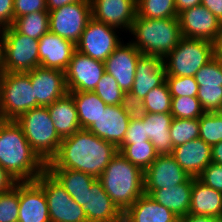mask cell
<instances>
[{"label":"cell","instance_id":"6da1fadb","mask_svg":"<svg viewBox=\"0 0 222 222\" xmlns=\"http://www.w3.org/2000/svg\"><path fill=\"white\" fill-rule=\"evenodd\" d=\"M118 148L87 129H79L62 139L56 155L46 164V169H70L98 178Z\"/></svg>","mask_w":222,"mask_h":222},{"label":"cell","instance_id":"7a4b0ae2","mask_svg":"<svg viewBox=\"0 0 222 222\" xmlns=\"http://www.w3.org/2000/svg\"><path fill=\"white\" fill-rule=\"evenodd\" d=\"M0 166L17 182L35 181L46 170L15 120L0 119Z\"/></svg>","mask_w":222,"mask_h":222},{"label":"cell","instance_id":"3957f363","mask_svg":"<svg viewBox=\"0 0 222 222\" xmlns=\"http://www.w3.org/2000/svg\"><path fill=\"white\" fill-rule=\"evenodd\" d=\"M111 200L124 213L145 194L144 171L119 152L97 178Z\"/></svg>","mask_w":222,"mask_h":222},{"label":"cell","instance_id":"277c9868","mask_svg":"<svg viewBox=\"0 0 222 222\" xmlns=\"http://www.w3.org/2000/svg\"><path fill=\"white\" fill-rule=\"evenodd\" d=\"M129 32L135 38L130 42L143 55L162 59L175 49L182 38L178 17L148 19L136 15Z\"/></svg>","mask_w":222,"mask_h":222},{"label":"cell","instance_id":"5b68a950","mask_svg":"<svg viewBox=\"0 0 222 222\" xmlns=\"http://www.w3.org/2000/svg\"><path fill=\"white\" fill-rule=\"evenodd\" d=\"M23 130L32 150L47 164L58 152L62 138L58 135L47 106H39L15 120Z\"/></svg>","mask_w":222,"mask_h":222},{"label":"cell","instance_id":"8992f818","mask_svg":"<svg viewBox=\"0 0 222 222\" xmlns=\"http://www.w3.org/2000/svg\"><path fill=\"white\" fill-rule=\"evenodd\" d=\"M213 58L212 41L182 37L175 49L164 58L166 76L194 77Z\"/></svg>","mask_w":222,"mask_h":222},{"label":"cell","instance_id":"52a82bcc","mask_svg":"<svg viewBox=\"0 0 222 222\" xmlns=\"http://www.w3.org/2000/svg\"><path fill=\"white\" fill-rule=\"evenodd\" d=\"M37 107L30 76L26 72H4L0 93V119L16 120Z\"/></svg>","mask_w":222,"mask_h":222},{"label":"cell","instance_id":"ba28073f","mask_svg":"<svg viewBox=\"0 0 222 222\" xmlns=\"http://www.w3.org/2000/svg\"><path fill=\"white\" fill-rule=\"evenodd\" d=\"M38 40L19 33L13 26L3 28L1 68L4 72H29L40 66Z\"/></svg>","mask_w":222,"mask_h":222},{"label":"cell","instance_id":"9c48e42d","mask_svg":"<svg viewBox=\"0 0 222 222\" xmlns=\"http://www.w3.org/2000/svg\"><path fill=\"white\" fill-rule=\"evenodd\" d=\"M45 193L50 222H88L78 205L59 181L46 169L36 180Z\"/></svg>","mask_w":222,"mask_h":222},{"label":"cell","instance_id":"30bf717a","mask_svg":"<svg viewBox=\"0 0 222 222\" xmlns=\"http://www.w3.org/2000/svg\"><path fill=\"white\" fill-rule=\"evenodd\" d=\"M49 12V31L75 45L92 18L90 0L67 4Z\"/></svg>","mask_w":222,"mask_h":222},{"label":"cell","instance_id":"8fae6325","mask_svg":"<svg viewBox=\"0 0 222 222\" xmlns=\"http://www.w3.org/2000/svg\"><path fill=\"white\" fill-rule=\"evenodd\" d=\"M121 43L116 27L91 18L76 44V50L104 62Z\"/></svg>","mask_w":222,"mask_h":222},{"label":"cell","instance_id":"7c38bea8","mask_svg":"<svg viewBox=\"0 0 222 222\" xmlns=\"http://www.w3.org/2000/svg\"><path fill=\"white\" fill-rule=\"evenodd\" d=\"M104 73V62L76 50L65 71L67 91H94Z\"/></svg>","mask_w":222,"mask_h":222},{"label":"cell","instance_id":"4fadbf2b","mask_svg":"<svg viewBox=\"0 0 222 222\" xmlns=\"http://www.w3.org/2000/svg\"><path fill=\"white\" fill-rule=\"evenodd\" d=\"M26 73L30 76L37 107L51 105L68 93L65 72L61 70L39 66Z\"/></svg>","mask_w":222,"mask_h":222},{"label":"cell","instance_id":"5bb4252c","mask_svg":"<svg viewBox=\"0 0 222 222\" xmlns=\"http://www.w3.org/2000/svg\"><path fill=\"white\" fill-rule=\"evenodd\" d=\"M142 53L131 43L120 44L104 61L105 72L112 75L123 92L132 89L137 60Z\"/></svg>","mask_w":222,"mask_h":222},{"label":"cell","instance_id":"9a60e30c","mask_svg":"<svg viewBox=\"0 0 222 222\" xmlns=\"http://www.w3.org/2000/svg\"><path fill=\"white\" fill-rule=\"evenodd\" d=\"M181 35L185 38L213 41L221 22L204 6L197 5L178 14Z\"/></svg>","mask_w":222,"mask_h":222},{"label":"cell","instance_id":"2e32d148","mask_svg":"<svg viewBox=\"0 0 222 222\" xmlns=\"http://www.w3.org/2000/svg\"><path fill=\"white\" fill-rule=\"evenodd\" d=\"M92 18L130 31L137 15L136 0H90Z\"/></svg>","mask_w":222,"mask_h":222},{"label":"cell","instance_id":"e0dca14e","mask_svg":"<svg viewBox=\"0 0 222 222\" xmlns=\"http://www.w3.org/2000/svg\"><path fill=\"white\" fill-rule=\"evenodd\" d=\"M190 176L171 155L157 156L144 171V190L174 187L186 182Z\"/></svg>","mask_w":222,"mask_h":222},{"label":"cell","instance_id":"ac0fdd59","mask_svg":"<svg viewBox=\"0 0 222 222\" xmlns=\"http://www.w3.org/2000/svg\"><path fill=\"white\" fill-rule=\"evenodd\" d=\"M18 222H50L45 193L36 181L19 182Z\"/></svg>","mask_w":222,"mask_h":222},{"label":"cell","instance_id":"d6986e66","mask_svg":"<svg viewBox=\"0 0 222 222\" xmlns=\"http://www.w3.org/2000/svg\"><path fill=\"white\" fill-rule=\"evenodd\" d=\"M129 122L121 105H107L87 130L118 148L124 141Z\"/></svg>","mask_w":222,"mask_h":222},{"label":"cell","instance_id":"ffe728a7","mask_svg":"<svg viewBox=\"0 0 222 222\" xmlns=\"http://www.w3.org/2000/svg\"><path fill=\"white\" fill-rule=\"evenodd\" d=\"M38 43L40 66L65 72L76 51V45L50 31L44 34Z\"/></svg>","mask_w":222,"mask_h":222},{"label":"cell","instance_id":"44dd1931","mask_svg":"<svg viewBox=\"0 0 222 222\" xmlns=\"http://www.w3.org/2000/svg\"><path fill=\"white\" fill-rule=\"evenodd\" d=\"M88 222H123V212L104 191L96 179L87 191L86 204L82 206Z\"/></svg>","mask_w":222,"mask_h":222},{"label":"cell","instance_id":"7402d4cb","mask_svg":"<svg viewBox=\"0 0 222 222\" xmlns=\"http://www.w3.org/2000/svg\"><path fill=\"white\" fill-rule=\"evenodd\" d=\"M165 81L164 59L142 54L137 60L135 79L130 92L143 100L150 90L162 85Z\"/></svg>","mask_w":222,"mask_h":222},{"label":"cell","instance_id":"603a6c76","mask_svg":"<svg viewBox=\"0 0 222 222\" xmlns=\"http://www.w3.org/2000/svg\"><path fill=\"white\" fill-rule=\"evenodd\" d=\"M171 156L190 177L197 178L212 162L211 145L198 138L173 148Z\"/></svg>","mask_w":222,"mask_h":222},{"label":"cell","instance_id":"cb8c5ba5","mask_svg":"<svg viewBox=\"0 0 222 222\" xmlns=\"http://www.w3.org/2000/svg\"><path fill=\"white\" fill-rule=\"evenodd\" d=\"M194 177L176 186L158 190H144L145 194L151 197L160 205L168 208L179 219L189 214L191 205V191Z\"/></svg>","mask_w":222,"mask_h":222},{"label":"cell","instance_id":"d4e9b609","mask_svg":"<svg viewBox=\"0 0 222 222\" xmlns=\"http://www.w3.org/2000/svg\"><path fill=\"white\" fill-rule=\"evenodd\" d=\"M178 220L172 211L146 194L140 196L123 213V222H177Z\"/></svg>","mask_w":222,"mask_h":222},{"label":"cell","instance_id":"484cf974","mask_svg":"<svg viewBox=\"0 0 222 222\" xmlns=\"http://www.w3.org/2000/svg\"><path fill=\"white\" fill-rule=\"evenodd\" d=\"M171 113H147L143 119L146 136L152 142L158 156L171 155L173 150L170 126Z\"/></svg>","mask_w":222,"mask_h":222},{"label":"cell","instance_id":"4316f807","mask_svg":"<svg viewBox=\"0 0 222 222\" xmlns=\"http://www.w3.org/2000/svg\"><path fill=\"white\" fill-rule=\"evenodd\" d=\"M47 108L55 129L62 139L81 129L75 101L69 93L48 105Z\"/></svg>","mask_w":222,"mask_h":222},{"label":"cell","instance_id":"83f0119b","mask_svg":"<svg viewBox=\"0 0 222 222\" xmlns=\"http://www.w3.org/2000/svg\"><path fill=\"white\" fill-rule=\"evenodd\" d=\"M189 213L222 217V192L206 186L195 178L192 185Z\"/></svg>","mask_w":222,"mask_h":222},{"label":"cell","instance_id":"f1b7e54d","mask_svg":"<svg viewBox=\"0 0 222 222\" xmlns=\"http://www.w3.org/2000/svg\"><path fill=\"white\" fill-rule=\"evenodd\" d=\"M70 194L78 205L86 204L87 191L90 190L96 177L70 169H47Z\"/></svg>","mask_w":222,"mask_h":222},{"label":"cell","instance_id":"f546056e","mask_svg":"<svg viewBox=\"0 0 222 222\" xmlns=\"http://www.w3.org/2000/svg\"><path fill=\"white\" fill-rule=\"evenodd\" d=\"M68 93L75 101L81 129H88L107 107L94 91Z\"/></svg>","mask_w":222,"mask_h":222},{"label":"cell","instance_id":"4dcf8cb0","mask_svg":"<svg viewBox=\"0 0 222 222\" xmlns=\"http://www.w3.org/2000/svg\"><path fill=\"white\" fill-rule=\"evenodd\" d=\"M12 26L19 32L39 40L49 32V12H34L18 17Z\"/></svg>","mask_w":222,"mask_h":222},{"label":"cell","instance_id":"1f68e13d","mask_svg":"<svg viewBox=\"0 0 222 222\" xmlns=\"http://www.w3.org/2000/svg\"><path fill=\"white\" fill-rule=\"evenodd\" d=\"M118 152L143 171H145L158 156L150 140L136 144H121L118 147Z\"/></svg>","mask_w":222,"mask_h":222},{"label":"cell","instance_id":"d6a6232c","mask_svg":"<svg viewBox=\"0 0 222 222\" xmlns=\"http://www.w3.org/2000/svg\"><path fill=\"white\" fill-rule=\"evenodd\" d=\"M137 16L148 19L178 17L175 0H136Z\"/></svg>","mask_w":222,"mask_h":222},{"label":"cell","instance_id":"836d02e7","mask_svg":"<svg viewBox=\"0 0 222 222\" xmlns=\"http://www.w3.org/2000/svg\"><path fill=\"white\" fill-rule=\"evenodd\" d=\"M200 123L199 118L181 119L173 118L170 126V136L173 148L185 144L188 141L199 138Z\"/></svg>","mask_w":222,"mask_h":222},{"label":"cell","instance_id":"e575fe53","mask_svg":"<svg viewBox=\"0 0 222 222\" xmlns=\"http://www.w3.org/2000/svg\"><path fill=\"white\" fill-rule=\"evenodd\" d=\"M199 138L209 145L222 141V114L220 112H205L200 118Z\"/></svg>","mask_w":222,"mask_h":222},{"label":"cell","instance_id":"d590c367","mask_svg":"<svg viewBox=\"0 0 222 222\" xmlns=\"http://www.w3.org/2000/svg\"><path fill=\"white\" fill-rule=\"evenodd\" d=\"M147 113H170L172 95L167 82L150 90L143 99Z\"/></svg>","mask_w":222,"mask_h":222},{"label":"cell","instance_id":"8d00e7d4","mask_svg":"<svg viewBox=\"0 0 222 222\" xmlns=\"http://www.w3.org/2000/svg\"><path fill=\"white\" fill-rule=\"evenodd\" d=\"M170 113L173 118L196 119L205 111L197 97H172Z\"/></svg>","mask_w":222,"mask_h":222},{"label":"cell","instance_id":"74e56055","mask_svg":"<svg viewBox=\"0 0 222 222\" xmlns=\"http://www.w3.org/2000/svg\"><path fill=\"white\" fill-rule=\"evenodd\" d=\"M94 92L106 105H121L124 94L116 79L107 72L103 74Z\"/></svg>","mask_w":222,"mask_h":222},{"label":"cell","instance_id":"f35d334b","mask_svg":"<svg viewBox=\"0 0 222 222\" xmlns=\"http://www.w3.org/2000/svg\"><path fill=\"white\" fill-rule=\"evenodd\" d=\"M19 182L8 192L0 194V222H18Z\"/></svg>","mask_w":222,"mask_h":222},{"label":"cell","instance_id":"ab89813d","mask_svg":"<svg viewBox=\"0 0 222 222\" xmlns=\"http://www.w3.org/2000/svg\"><path fill=\"white\" fill-rule=\"evenodd\" d=\"M199 87H222V64L213 58L202 66L194 76Z\"/></svg>","mask_w":222,"mask_h":222},{"label":"cell","instance_id":"60d3db41","mask_svg":"<svg viewBox=\"0 0 222 222\" xmlns=\"http://www.w3.org/2000/svg\"><path fill=\"white\" fill-rule=\"evenodd\" d=\"M172 97H197L199 85L194 77L166 76Z\"/></svg>","mask_w":222,"mask_h":222},{"label":"cell","instance_id":"b9f144b4","mask_svg":"<svg viewBox=\"0 0 222 222\" xmlns=\"http://www.w3.org/2000/svg\"><path fill=\"white\" fill-rule=\"evenodd\" d=\"M197 99L205 112L222 111V87H199Z\"/></svg>","mask_w":222,"mask_h":222},{"label":"cell","instance_id":"7bdbcfd3","mask_svg":"<svg viewBox=\"0 0 222 222\" xmlns=\"http://www.w3.org/2000/svg\"><path fill=\"white\" fill-rule=\"evenodd\" d=\"M121 106L128 115L130 121L143 120L147 115L143 100L130 91L124 92Z\"/></svg>","mask_w":222,"mask_h":222},{"label":"cell","instance_id":"ee69618b","mask_svg":"<svg viewBox=\"0 0 222 222\" xmlns=\"http://www.w3.org/2000/svg\"><path fill=\"white\" fill-rule=\"evenodd\" d=\"M197 179L206 186L222 192V165L211 162Z\"/></svg>","mask_w":222,"mask_h":222},{"label":"cell","instance_id":"f6af8a7d","mask_svg":"<svg viewBox=\"0 0 222 222\" xmlns=\"http://www.w3.org/2000/svg\"><path fill=\"white\" fill-rule=\"evenodd\" d=\"M34 12H48L47 0H14V20Z\"/></svg>","mask_w":222,"mask_h":222},{"label":"cell","instance_id":"bcb514c9","mask_svg":"<svg viewBox=\"0 0 222 222\" xmlns=\"http://www.w3.org/2000/svg\"><path fill=\"white\" fill-rule=\"evenodd\" d=\"M148 140L149 138L146 136V130L145 125H143V120H131L129 122L127 132L122 144H136Z\"/></svg>","mask_w":222,"mask_h":222},{"label":"cell","instance_id":"7dc6e473","mask_svg":"<svg viewBox=\"0 0 222 222\" xmlns=\"http://www.w3.org/2000/svg\"><path fill=\"white\" fill-rule=\"evenodd\" d=\"M14 22V0H0V28L12 26Z\"/></svg>","mask_w":222,"mask_h":222},{"label":"cell","instance_id":"c3c4849f","mask_svg":"<svg viewBox=\"0 0 222 222\" xmlns=\"http://www.w3.org/2000/svg\"><path fill=\"white\" fill-rule=\"evenodd\" d=\"M11 175L0 166V194L8 192L16 184Z\"/></svg>","mask_w":222,"mask_h":222},{"label":"cell","instance_id":"681fc988","mask_svg":"<svg viewBox=\"0 0 222 222\" xmlns=\"http://www.w3.org/2000/svg\"><path fill=\"white\" fill-rule=\"evenodd\" d=\"M206 7L222 23V0H201Z\"/></svg>","mask_w":222,"mask_h":222},{"label":"cell","instance_id":"f907efd6","mask_svg":"<svg viewBox=\"0 0 222 222\" xmlns=\"http://www.w3.org/2000/svg\"><path fill=\"white\" fill-rule=\"evenodd\" d=\"M183 222H222V217L188 214L181 218Z\"/></svg>","mask_w":222,"mask_h":222},{"label":"cell","instance_id":"816d5d0a","mask_svg":"<svg viewBox=\"0 0 222 222\" xmlns=\"http://www.w3.org/2000/svg\"><path fill=\"white\" fill-rule=\"evenodd\" d=\"M213 55L215 58H222V23L220 29L216 35V38L212 41Z\"/></svg>","mask_w":222,"mask_h":222},{"label":"cell","instance_id":"f5cc1de1","mask_svg":"<svg viewBox=\"0 0 222 222\" xmlns=\"http://www.w3.org/2000/svg\"><path fill=\"white\" fill-rule=\"evenodd\" d=\"M201 4V0H175L176 10L178 14L186 9Z\"/></svg>","mask_w":222,"mask_h":222},{"label":"cell","instance_id":"db71d44e","mask_svg":"<svg viewBox=\"0 0 222 222\" xmlns=\"http://www.w3.org/2000/svg\"><path fill=\"white\" fill-rule=\"evenodd\" d=\"M79 1H84V0H47V10L51 11L54 9H58L64 5L77 3Z\"/></svg>","mask_w":222,"mask_h":222},{"label":"cell","instance_id":"11a10c76","mask_svg":"<svg viewBox=\"0 0 222 222\" xmlns=\"http://www.w3.org/2000/svg\"><path fill=\"white\" fill-rule=\"evenodd\" d=\"M212 162L222 165V141L211 146Z\"/></svg>","mask_w":222,"mask_h":222},{"label":"cell","instance_id":"9f6ffc18","mask_svg":"<svg viewBox=\"0 0 222 222\" xmlns=\"http://www.w3.org/2000/svg\"><path fill=\"white\" fill-rule=\"evenodd\" d=\"M2 37H3V28H0V68H1V54H2Z\"/></svg>","mask_w":222,"mask_h":222},{"label":"cell","instance_id":"6f0895ef","mask_svg":"<svg viewBox=\"0 0 222 222\" xmlns=\"http://www.w3.org/2000/svg\"><path fill=\"white\" fill-rule=\"evenodd\" d=\"M3 74H4V71L2 70V68H0V93H1V82L3 78Z\"/></svg>","mask_w":222,"mask_h":222},{"label":"cell","instance_id":"680465c9","mask_svg":"<svg viewBox=\"0 0 222 222\" xmlns=\"http://www.w3.org/2000/svg\"><path fill=\"white\" fill-rule=\"evenodd\" d=\"M217 59H219L220 63L222 64V58H217Z\"/></svg>","mask_w":222,"mask_h":222}]
</instances>
